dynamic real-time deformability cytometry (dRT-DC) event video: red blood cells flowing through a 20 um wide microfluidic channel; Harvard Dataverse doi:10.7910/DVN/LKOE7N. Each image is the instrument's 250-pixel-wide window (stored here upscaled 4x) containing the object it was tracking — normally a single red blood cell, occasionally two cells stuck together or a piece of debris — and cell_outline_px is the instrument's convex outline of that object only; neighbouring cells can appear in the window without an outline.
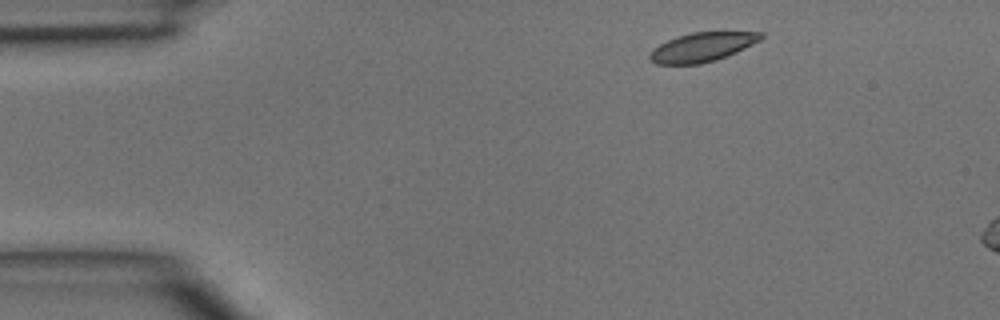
{"species": "common noctule bat (a hibernating species)", "species_latin": "Nyctalus noctula", "temperature_condition": "room temperature", "stored_images_in_passage": 2, "camera_frame_rate_fps": 3000, "um_per_image_px": 0.085, "animal": {"sex": "male", "body_mass_g": 15.6}, "frame": {"image": 1, "passage_image": 1, "time_ms": 0.0, "image_size_px": [1000, 320], "cell_outline_px": [[764, 36], [760, 40], [736, 52], [716, 60], [700, 64], [656, 64], [648, 60], [648, 56], [652, 48], [676, 36], [692, 32], [764, 32]], "centroid_in_image_um": [59.64, 4.0], "position_along_channel_um": 25.4, "area_um2": 18.9}}
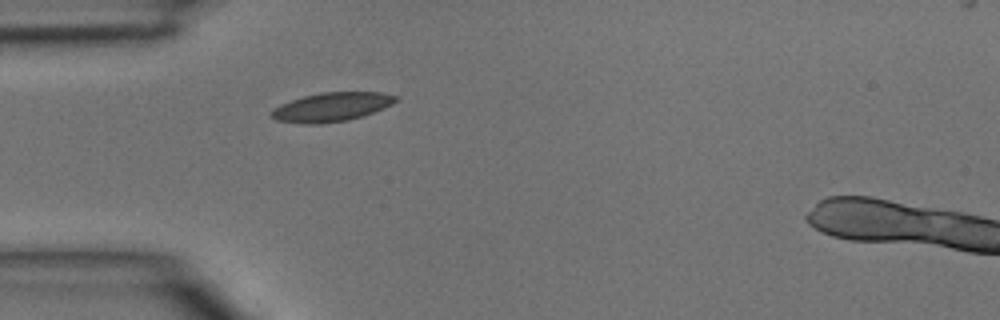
{"frame": {"image": 2, "passage_image": 2, "time_ms": 0.333, "image_size_px": [1000, 320], "cell_outline_px": [[400, 100], [392, 104], [364, 116], [348, 120], [320, 124], [304, 124], [276, 120], [268, 116], [268, 112], [280, 104], [304, 96], [320, 92], [380, 92], [400, 96]], "centroid_in_image_um": [28.18, 9.1], "position_along_channel_um": 56.8, "area_um2": 21.27}}